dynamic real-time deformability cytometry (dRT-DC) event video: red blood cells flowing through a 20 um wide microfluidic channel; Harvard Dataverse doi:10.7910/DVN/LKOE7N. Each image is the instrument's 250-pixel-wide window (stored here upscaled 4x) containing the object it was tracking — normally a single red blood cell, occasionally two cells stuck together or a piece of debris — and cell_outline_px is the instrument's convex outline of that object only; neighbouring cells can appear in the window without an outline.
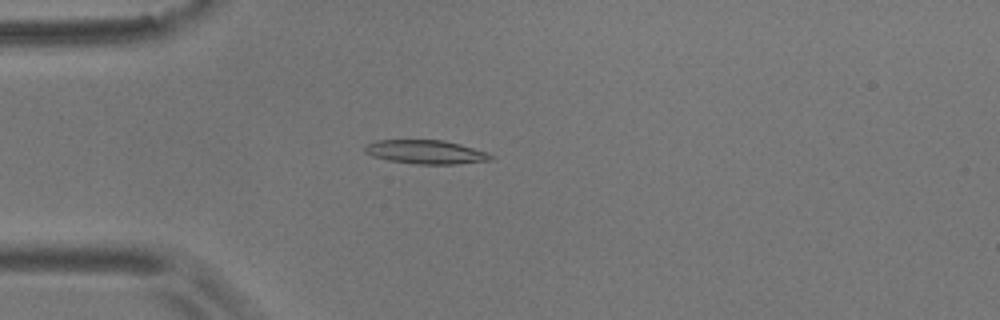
{"species": "common noctule bat (a hibernating species)", "species_latin": "Nyctalus noctula", "temperature_condition": "room temperature", "stored_images_in_passage": 3, "camera_frame_rate_fps": 3000, "um_per_image_px": 0.085, "animal": {"sex": "male", "body_mass_g": 17.9}, "frame": {"image": 1, "passage_image": 3, "time_ms": 2.333, "image_size_px": [1000, 320], "cell_outline_px": [[496, 156], [492, 160], [456, 164], [416, 164], [388, 160], [372, 156], [364, 152], [364, 148], [368, 144], [376, 140], [444, 140], [460, 144], [488, 152]], "centroid_in_image_um": [36.23, 12.92], "position_along_channel_um": 48.8, "area_um2": 17.57}}